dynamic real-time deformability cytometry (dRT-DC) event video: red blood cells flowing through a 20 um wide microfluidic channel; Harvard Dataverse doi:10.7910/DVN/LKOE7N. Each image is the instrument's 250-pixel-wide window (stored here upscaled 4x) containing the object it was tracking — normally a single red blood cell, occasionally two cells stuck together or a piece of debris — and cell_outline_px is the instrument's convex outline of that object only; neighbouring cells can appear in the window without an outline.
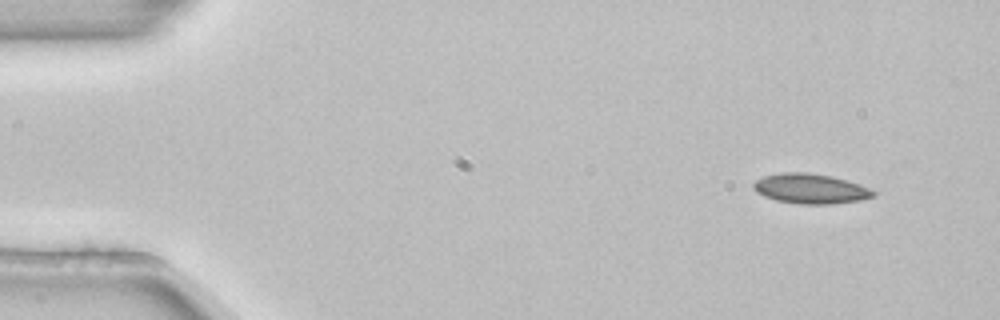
{"species": "common noctule bat (a hibernating species)", "species_latin": "Nyctalus noctula", "temperature_condition": "room temperature", "stored_images_in_passage": 4, "camera_frame_rate_fps": 3000, "um_per_image_px": 0.085, "animal": {"sex": "female", "body_mass_g": 22.7, "forearm_length_mm": 54.2}, "frame": {"image": 1, "passage_image": 1, "time_ms": 0.0, "image_size_px": [1000, 320], "cell_outline_px": [[876, 196], [860, 200], [828, 204], [800, 204], [776, 200], [764, 196], [756, 192], [752, 188], [752, 184], [756, 180], [764, 176], [780, 172], [808, 172], [832, 176], [868, 188], [876, 192]], "centroid_in_image_um": [68.84, 16.03], "position_along_channel_um": 16.2, "area_um2": 20.81}}